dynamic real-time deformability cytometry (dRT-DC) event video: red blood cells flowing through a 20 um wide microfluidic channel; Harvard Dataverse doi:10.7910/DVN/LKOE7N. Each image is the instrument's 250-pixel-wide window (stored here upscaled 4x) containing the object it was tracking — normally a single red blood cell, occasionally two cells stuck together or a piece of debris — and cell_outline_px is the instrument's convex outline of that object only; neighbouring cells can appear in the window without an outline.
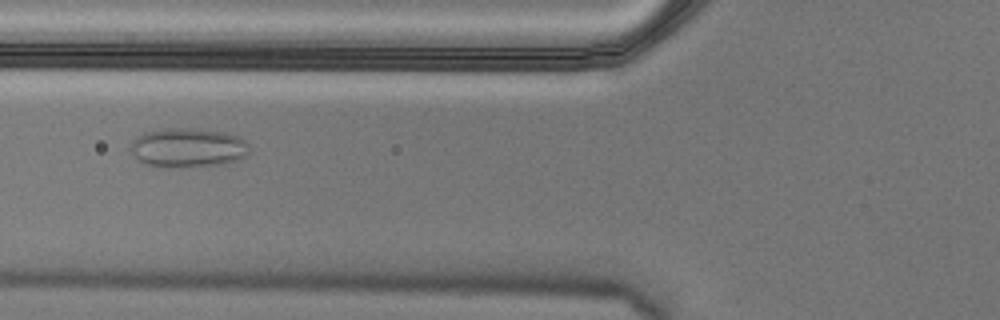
{"species": "Egyptian fruit bat (a non-hibernating species)", "species_latin": "Rousettus aegyptiacus", "temperature_condition": "cold", "stored_images_in_passage": 7, "camera_frame_rate_fps": 3000, "um_per_image_px": 0.085, "animal": {"sex": "male"}, "frame": {"image": 1, "passage_image": 6, "time_ms": 1.667, "image_size_px": [1000, 320], "cell_outline_px": [[252, 152], [248, 156], [224, 164], [180, 168], [168, 168], [144, 164], [132, 152], [132, 140], [136, 136], [144, 132], [160, 128], [200, 128], [228, 132], [240, 136], [248, 144]], "centroid_in_image_um": [16.03, 12.54], "position_along_channel_um": 109.8, "area_um2": 27.98}}